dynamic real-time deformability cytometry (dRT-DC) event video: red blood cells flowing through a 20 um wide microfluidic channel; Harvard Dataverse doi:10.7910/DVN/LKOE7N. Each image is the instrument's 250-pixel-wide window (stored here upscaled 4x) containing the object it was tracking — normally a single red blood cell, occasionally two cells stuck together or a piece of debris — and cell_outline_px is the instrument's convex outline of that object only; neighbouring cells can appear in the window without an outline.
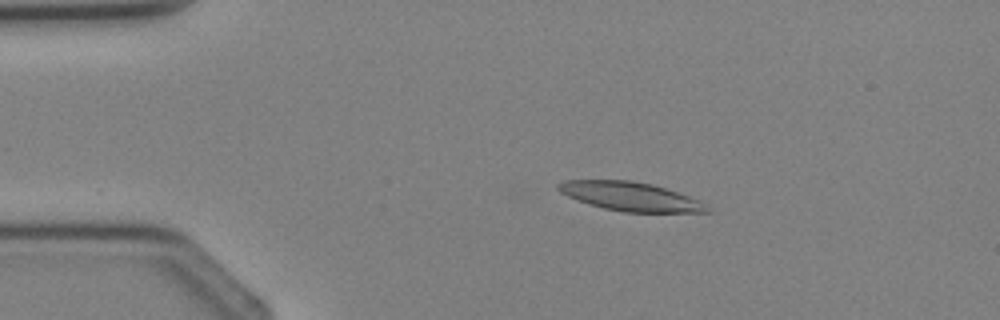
{"species": "Egyptian fruit bat (a non-hibernating species)", "species_latin": "Rousettus aegyptiacus", "temperature_condition": "cold", "stored_images_in_passage": 3, "camera_frame_rate_fps": 3000, "um_per_image_px": 0.085, "animal": {"sex": "female"}, "frame": {"image": 1, "passage_image": 2, "time_ms": 1.0, "image_size_px": [1000, 320], "cell_outline_px": [[712, 212], [624, 212], [604, 208], [588, 204], [568, 196], [560, 192], [556, 188], [556, 184], [564, 180], [632, 180], [652, 184], [700, 200]], "centroid_in_image_um": [53.55, 16.69], "position_along_channel_um": 31.5, "area_um2": 24.85}}